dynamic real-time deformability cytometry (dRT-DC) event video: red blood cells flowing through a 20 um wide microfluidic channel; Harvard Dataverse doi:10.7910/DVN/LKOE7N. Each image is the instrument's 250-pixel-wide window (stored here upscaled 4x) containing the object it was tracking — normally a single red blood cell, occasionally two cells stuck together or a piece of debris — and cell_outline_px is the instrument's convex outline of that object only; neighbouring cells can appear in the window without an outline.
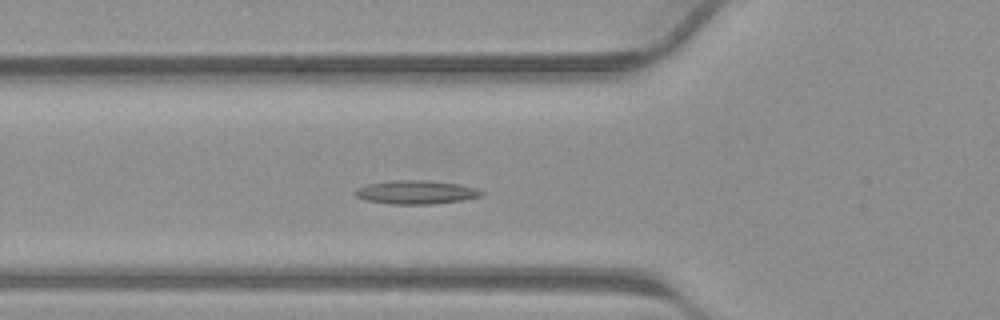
{"species": "common noctule bat (a hibernating species)", "species_latin": "Nyctalus noctula", "temperature_condition": "warm", "stored_images_in_passage": 40, "camera_frame_rate_fps": 3000, "um_per_image_px": 0.085, "animal": {"sex": "male", "body_mass_g": 23.1, "forearm_length_mm": 52.7}, "frame": {"image": 1, "passage_image": 14, "time_ms": 4.333, "image_size_px": [1000, 320], "cell_outline_px": [[484, 192], [480, 196], [464, 200], [432, 204], [388, 204], [364, 200], [356, 196], [352, 192], [356, 188], [368, 184], [388, 180], [428, 180], [460, 184], [476, 188]], "centroid_in_image_um": [35.32, 16.33], "position_along_channel_um": 90.5, "area_um2": 17.63}}
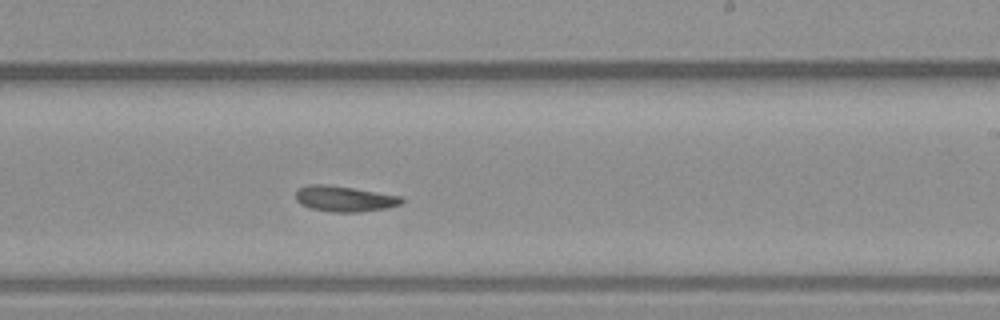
{"frame": {"image": 2, "passage_image": 24, "time_ms": 7.667, "image_size_px": [1000, 320], "cell_outline_px": [[404, 200], [400, 204], [388, 208], [360, 212], [332, 212], [312, 208], [300, 204], [296, 200], [296, 192], [300, 188], [308, 184], [328, 184], [400, 196]], "centroid_in_image_um": [29.26, 16.9], "position_along_channel_um": 259.7, "area_um2": 15.72}}
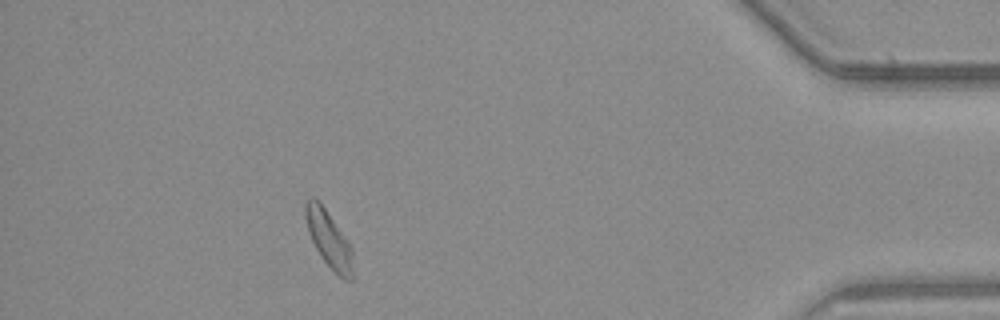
{"frame": {"image": 3, "passage_image": 36, "time_ms": 11.667, "image_size_px": [1000, 320], "cell_outline_px": [[356, 280], [344, 280], [324, 260], [316, 248], [312, 240], [304, 216], [304, 204], [308, 196], [312, 196], [324, 208], [348, 240], [352, 248], [356, 276]], "centroid_in_image_um": [28.01, 20.38], "position_along_channel_um": 407.2, "area_um2": 15.78}}